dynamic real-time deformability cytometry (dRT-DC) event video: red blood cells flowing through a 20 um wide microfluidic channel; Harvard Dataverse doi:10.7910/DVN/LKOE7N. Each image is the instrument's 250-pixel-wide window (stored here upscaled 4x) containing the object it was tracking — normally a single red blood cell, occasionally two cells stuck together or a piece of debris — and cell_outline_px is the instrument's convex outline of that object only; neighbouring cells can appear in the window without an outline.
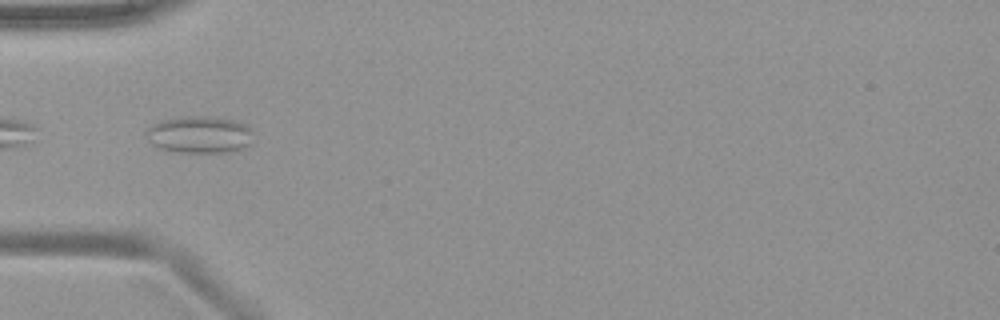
{"species": "common noctule bat (a hibernating species)", "species_latin": "Nyctalus noctula", "temperature_condition": "warm", "stored_images_in_passage": 29, "camera_frame_rate_fps": 3000, "um_per_image_px": 0.085, "animal": {"sex": "female", "body_mass_g": 19.9}, "frame": {"image": 1, "passage_image": 1, "time_ms": 0.0, "image_size_px": [1000, 320], "cell_outline_px": [[252, 144], [244, 148], [228, 152], [180, 152], [160, 148], [152, 144], [144, 136], [144, 132], [152, 124], [160, 120], [180, 116], [208, 116], [232, 120], [244, 124], [252, 128]], "centroid_in_image_um": [16.94, 11.43], "position_along_channel_um": 68.1, "area_um2": 23.41}}
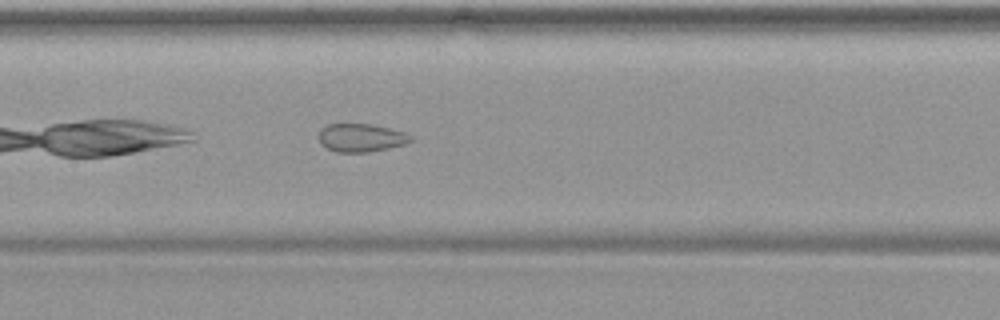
{"frame": {"image": 2, "passage_image": 9, "time_ms": 2.667, "image_size_px": [1000, 320], "cell_outline_px": [[412, 140], [404, 144], [388, 148], [368, 152], [336, 152], [320, 144], [316, 136], [320, 128], [328, 124], [372, 124], [404, 132], [412, 136]], "centroid_in_image_um": [30.62, 11.7], "position_along_channel_um": 176.8, "area_um2": 15.2}}
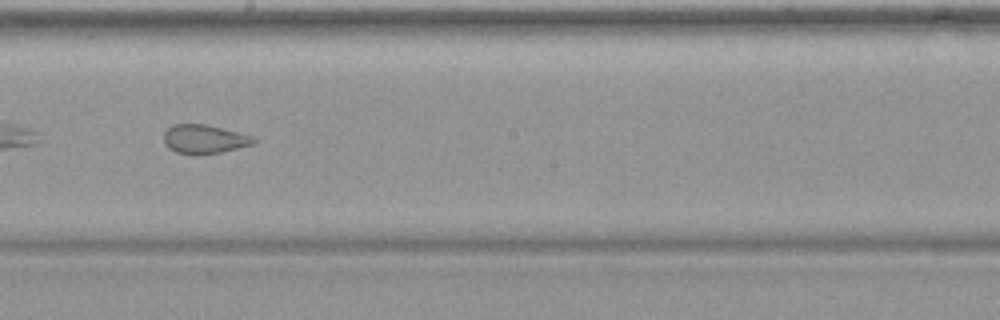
{"frame": {"image": 3, "passage_image": 13, "time_ms": 4.0, "image_size_px": [1000, 320], "cell_outline_px": [[256, 140], [252, 144], [220, 152], [200, 156], [196, 156], [176, 152], [168, 148], [164, 144], [164, 132], [172, 124], [204, 124], [252, 136]], "centroid_in_image_um": [17.29, 11.85], "position_along_channel_um": 230.9, "area_um2": 15.09}}